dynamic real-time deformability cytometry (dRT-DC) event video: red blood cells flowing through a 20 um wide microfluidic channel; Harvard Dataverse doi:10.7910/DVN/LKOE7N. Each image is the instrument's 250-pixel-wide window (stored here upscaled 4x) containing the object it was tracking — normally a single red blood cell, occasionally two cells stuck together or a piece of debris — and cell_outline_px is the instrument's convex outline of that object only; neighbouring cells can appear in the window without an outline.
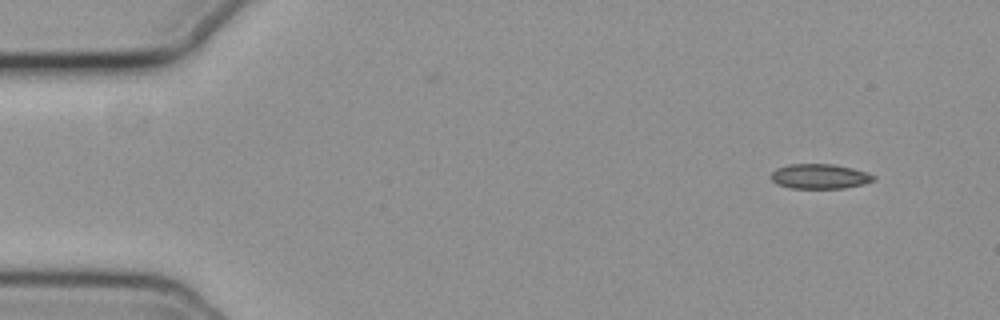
{"species": "common noctule bat (a hibernating species)", "species_latin": "Nyctalus noctula", "temperature_condition": "cold", "stored_images_in_passage": 52, "camera_frame_rate_fps": 3000, "um_per_image_px": 0.085, "animal": {"sex": "female", "body_mass_g": 19.3, "forearm_length_mm": 54.1}, "frame": {"image": 1, "passage_image": 1, "time_ms": 0.0, "image_size_px": [1000, 320], "cell_outline_px": [[876, 180], [864, 184], [844, 188], [788, 188], [776, 184], [772, 180], [772, 172], [776, 168], [788, 164], [832, 164], [852, 168], [868, 172], [876, 176]], "centroid_in_image_um": [69.69, 14.99], "position_along_channel_um": 15.3, "area_um2": 14.97}}
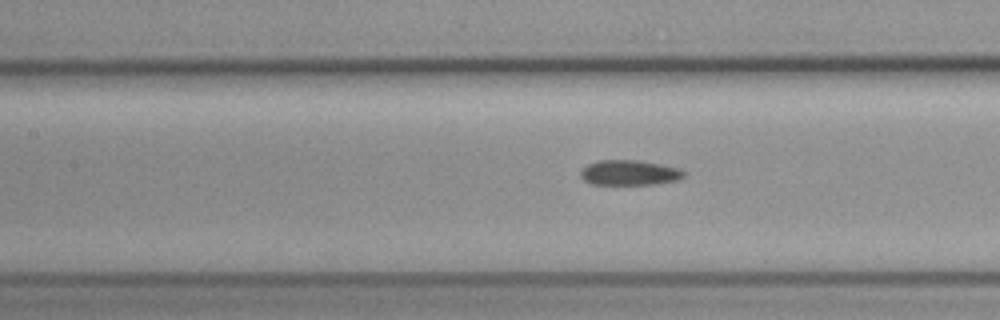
{"frame": {"image": 2, "passage_image": 21, "time_ms": 6.667, "image_size_px": [1000, 320], "cell_outline_px": [[684, 176], [676, 180], [656, 184], [592, 184], [584, 180], [580, 176], [580, 172], [588, 164], [596, 160], [640, 160], [680, 168], [684, 172]], "centroid_in_image_um": [53.49, 14.67], "position_along_channel_um": 153.9, "area_um2": 15.09}}
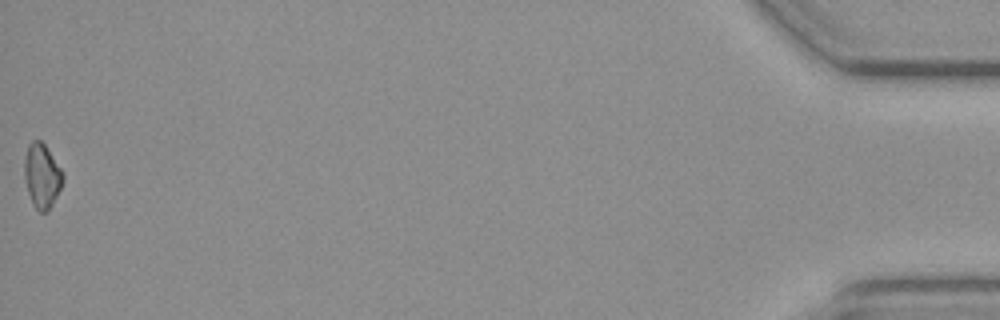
{"frame": {"image": 3, "passage_image": 52, "time_ms": 17.0, "image_size_px": [1000, 320], "cell_outline_px": [[64, 176], [60, 188], [48, 212], [40, 212], [32, 204], [28, 192], [24, 176], [24, 164], [28, 144], [32, 140], [40, 140], [44, 144], [64, 172]], "centroid_in_image_um": [3.56, 14.94], "position_along_channel_um": 431.6, "area_um2": 14.33}}